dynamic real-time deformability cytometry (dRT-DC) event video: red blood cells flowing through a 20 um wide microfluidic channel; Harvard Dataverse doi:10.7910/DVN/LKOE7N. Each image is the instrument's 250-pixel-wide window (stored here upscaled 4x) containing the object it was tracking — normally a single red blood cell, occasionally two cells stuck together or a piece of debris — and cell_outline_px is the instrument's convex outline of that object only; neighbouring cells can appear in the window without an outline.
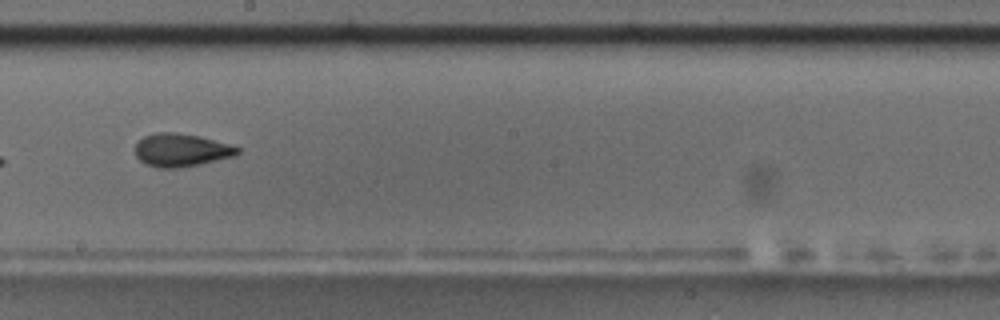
{"species": "common noctule bat (a hibernating species)", "species_latin": "Nyctalus noctula", "temperature_condition": "room temperature", "stored_images_in_passage": 16, "camera_frame_rate_fps": 3000, "um_per_image_px": 0.085, "animal": {"sex": "male", "body_mass_g": 17.5, "forearm_length_mm": 52.3}, "frame": {"image": 1, "passage_image": 10, "time_ms": 11.333, "image_size_px": [1000, 320], "cell_outline_px": [[240, 152], [236, 156], [200, 164], [176, 168], [156, 168], [144, 164], [136, 156], [136, 144], [144, 136], [156, 132], [172, 132], [196, 136], [228, 144], [240, 148]], "centroid_in_image_um": [15.38, 12.77], "position_along_channel_um": 232.8, "area_um2": 19.54}, "authors_computed_cell_mechanics": {"area_um2": 19.4786, "velocity_mm_per_s": 3.468, "shape_relaxation_time_tau1_ms": null, "shape_relaxation_time_tau2_ms": 4.4177, "deformation_change_tau1": null, "deformation_change_tau2": 0.0775}}